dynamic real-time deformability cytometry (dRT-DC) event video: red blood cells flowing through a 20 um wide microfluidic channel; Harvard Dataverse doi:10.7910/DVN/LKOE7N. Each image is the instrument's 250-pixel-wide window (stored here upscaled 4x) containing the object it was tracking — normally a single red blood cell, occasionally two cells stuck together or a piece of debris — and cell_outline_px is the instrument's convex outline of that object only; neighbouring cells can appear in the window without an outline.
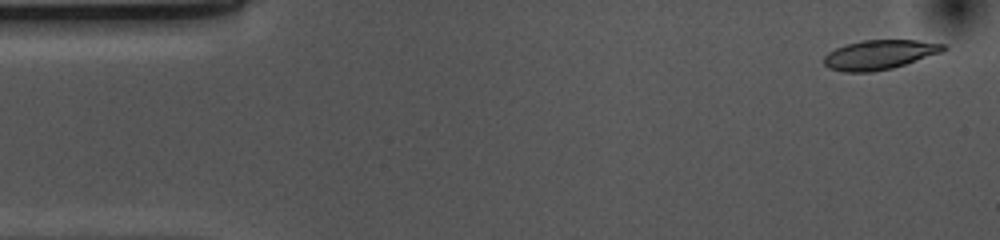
{"species": "common noctule bat (a hibernating species)", "species_latin": "Nyctalus noctula", "temperature_condition": "cold", "stored_images_in_passage": 53, "camera_frame_rate_fps": 3000, "um_per_image_px": 0.085, "animal": {"sex": "female", "body_mass_g": 10.0, "forearm_length_mm": 53.1}, "frame": {"image": 1, "passage_image": 2, "time_ms": 0.333, "image_size_px": [1000, 240], "cell_outline_px": [[948, 48], [940, 52], [892, 68], [872, 72], [844, 72], [828, 68], [824, 64], [824, 56], [828, 52], [836, 48], [848, 44], [864, 40], [916, 40], [944, 44]], "centroid_in_image_um": [74.71, 4.65], "position_along_channel_um": 10.3, "area_um2": 20.23}}
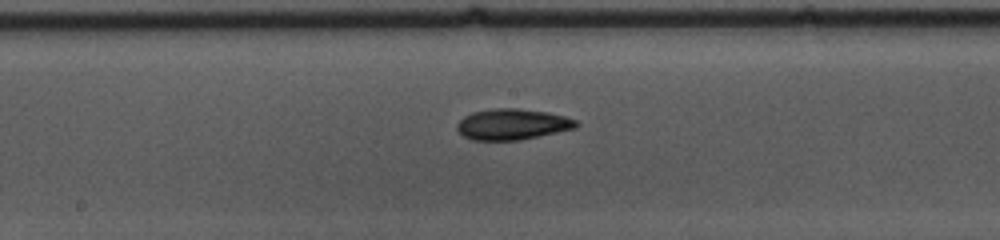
{"frame": {"image": 2, "passage_image": 26, "time_ms": 8.333, "image_size_px": [1000, 240], "cell_outline_px": [[580, 124], [576, 128], [520, 140], [472, 140], [464, 136], [456, 128], [456, 124], [464, 116], [472, 112], [496, 108], [516, 108], [548, 112], [564, 116], [576, 120]], "centroid_in_image_um": [43.55, 10.56], "position_along_channel_um": 204.7, "area_um2": 21.44}}
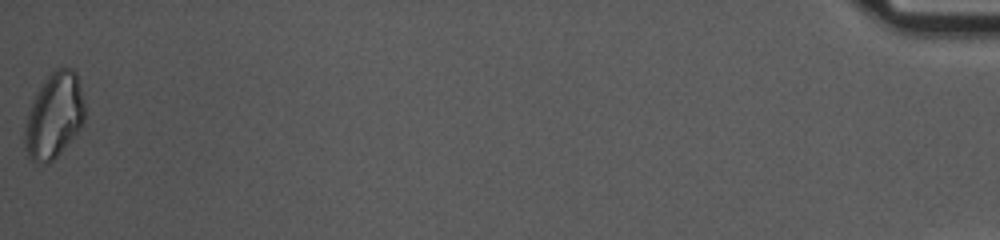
{"frame": {"image": 3, "passage_image": 53, "time_ms": 17.333, "image_size_px": [1000, 240], "cell_outline_px": [[84, 120], [80, 128], [64, 148], [52, 160], [44, 164], [32, 160], [28, 156], [24, 144], [24, 128], [28, 112], [32, 100], [36, 92], [48, 76], [56, 68], [72, 68], [76, 72], [84, 104]], "centroid_in_image_um": [4.58, 9.83], "position_along_channel_um": 430.6, "area_um2": 29.48}, "authors_computed_cell_mechanics": {"area_um2": 20.8658, "velocity_mm_per_s": 3.679, "shape_relaxation_time_tau1_ms": 4.5687, "shape_relaxation_time_tau2_ms": null, "deformation_change_tau1": 0.136, "deformation_change_tau2": null}}